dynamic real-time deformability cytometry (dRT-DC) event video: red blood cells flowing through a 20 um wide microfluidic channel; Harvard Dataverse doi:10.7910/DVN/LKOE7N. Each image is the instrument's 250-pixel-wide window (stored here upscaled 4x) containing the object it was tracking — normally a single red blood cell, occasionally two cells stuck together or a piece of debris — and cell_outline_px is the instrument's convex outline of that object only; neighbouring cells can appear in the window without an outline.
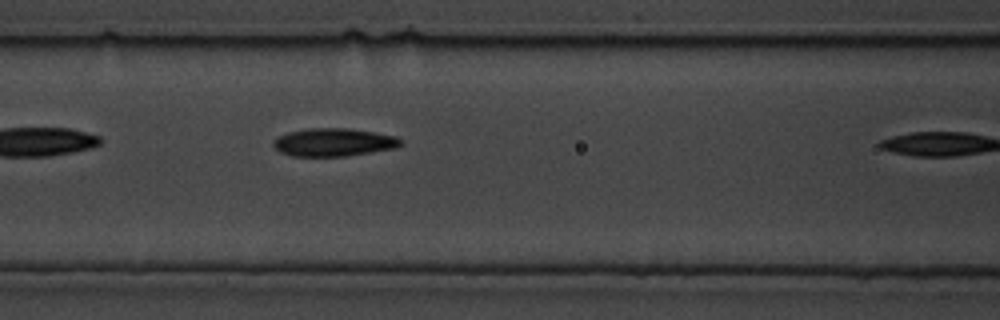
{"species": "common noctule bat (a hibernating species)", "species_latin": "Nyctalus noctula", "temperature_condition": "cold", "stored_images_in_passage": 7, "camera_frame_rate_fps": 3000, "um_per_image_px": 0.085, "animal": {"sex": "male", "body_mass_g": 19.5, "forearm_length_mm": 54.6}, "frame": {"image": 1, "passage_image": 6, "time_ms": 1.667, "image_size_px": [1000, 320], "cell_outline_px": [[404, 144], [396, 148], [344, 156], [292, 156], [280, 152], [272, 144], [276, 136], [288, 132], [308, 128], [348, 128], [396, 136], [404, 140]], "centroid_in_image_um": [28.37, 12.09], "position_along_channel_um": 138.2, "area_um2": 20.87}}